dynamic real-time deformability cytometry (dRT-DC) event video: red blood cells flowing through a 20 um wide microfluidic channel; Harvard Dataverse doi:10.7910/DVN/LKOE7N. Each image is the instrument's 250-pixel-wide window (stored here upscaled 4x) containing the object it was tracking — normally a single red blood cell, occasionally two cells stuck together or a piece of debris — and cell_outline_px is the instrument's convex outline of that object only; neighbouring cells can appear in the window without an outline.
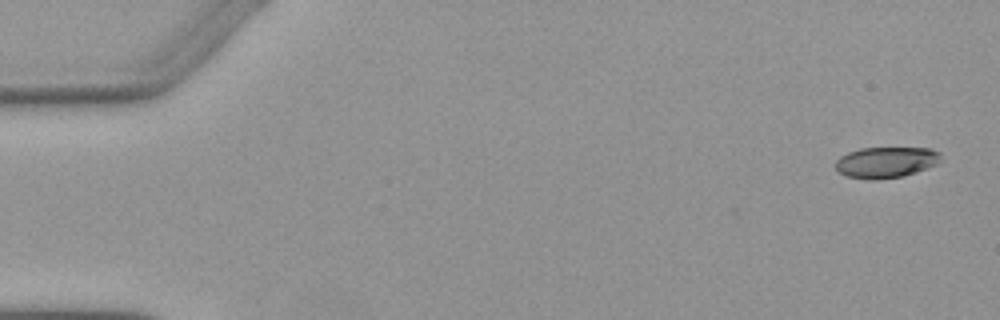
{"species": "Egyptian fruit bat (a non-hibernating species)", "species_latin": "Rousettus aegyptiacus", "temperature_condition": "warm", "stored_images_in_passage": 3, "camera_frame_rate_fps": 3000, "um_per_image_px": 0.085, "animal": {"sex": "female"}, "frame": {"image": 1, "passage_image": 1, "time_ms": 0.0, "image_size_px": [1000, 320], "cell_outline_px": [[940, 160], [936, 164], [904, 176], [876, 180], [868, 180], [848, 176], [836, 172], [836, 160], [840, 156], [848, 152], [860, 148], [932, 148], [940, 152]], "centroid_in_image_um": [75.28, 13.79], "position_along_channel_um": 9.7, "area_um2": 19.07}}